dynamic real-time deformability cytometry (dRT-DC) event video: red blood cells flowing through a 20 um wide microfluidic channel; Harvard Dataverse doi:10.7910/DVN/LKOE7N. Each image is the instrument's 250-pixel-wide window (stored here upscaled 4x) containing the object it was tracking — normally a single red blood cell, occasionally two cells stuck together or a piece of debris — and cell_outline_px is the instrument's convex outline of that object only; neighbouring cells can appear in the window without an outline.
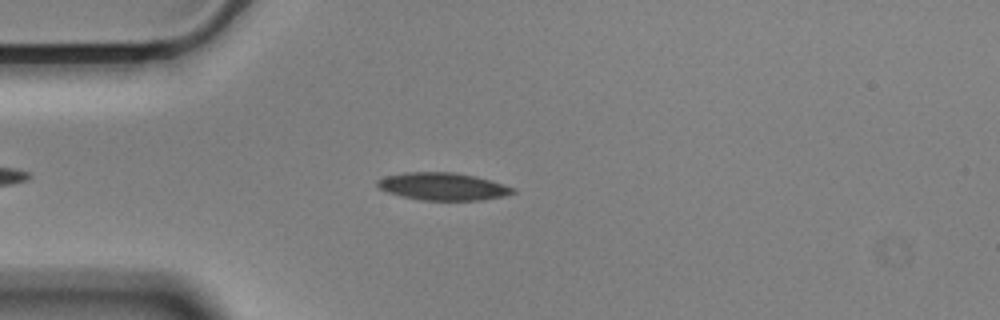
{"species": "Egyptian fruit bat (a non-hibernating species)", "species_latin": "Rousettus aegyptiacus", "temperature_condition": "cold", "stored_images_in_passage": 42, "camera_frame_rate_fps": 3000, "um_per_image_px": 0.085, "animal": {"sex": "male"}, "frame": {"image": 1, "passage_image": 8, "time_ms": 2.333, "image_size_px": [1000, 320], "cell_outline_px": [[516, 192], [500, 196], [480, 200], [420, 200], [400, 196], [388, 192], [380, 188], [376, 184], [376, 180], [384, 176], [404, 172], [456, 172], [476, 176], [516, 188]], "centroid_in_image_um": [37.6, 15.84], "position_along_channel_um": 47.4, "area_um2": 21.73}}
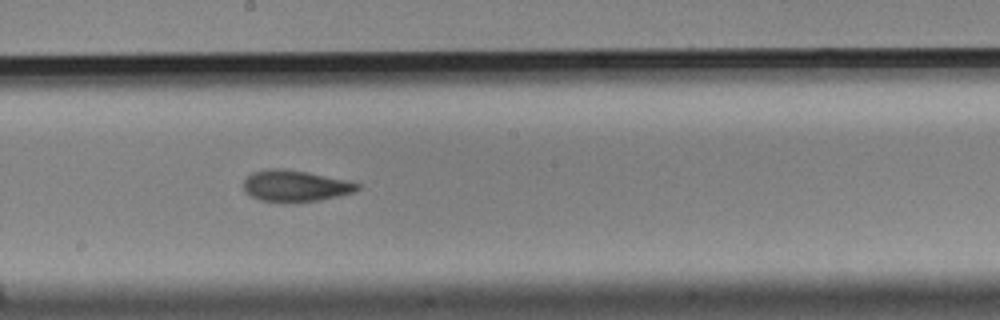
{"frame": {"image": 2, "passage_image": 24, "time_ms": 7.667, "image_size_px": [1000, 320], "cell_outline_px": [[360, 188], [352, 192], [320, 200], [284, 204], [260, 200], [244, 192], [244, 180], [252, 172], [268, 168], [284, 168], [308, 172], [348, 180], [360, 184]], "centroid_in_image_um": [25.07, 15.81], "position_along_channel_um": 223.1, "area_um2": 21.15}}
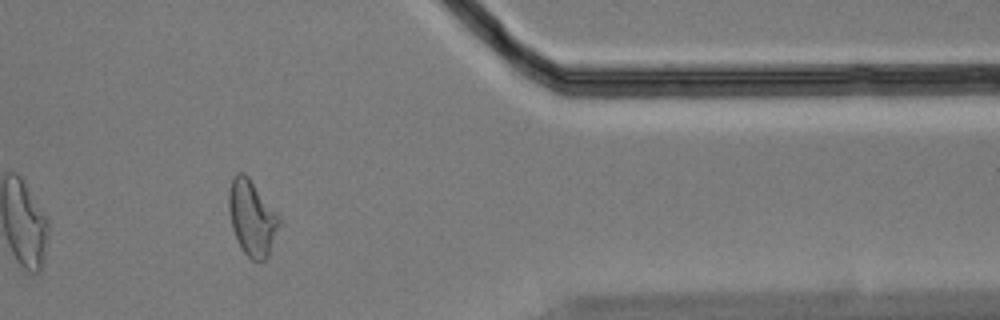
{"frame": {"image": 3, "passage_image": 40, "time_ms": 13.0, "image_size_px": [1000, 320], "cell_outline_px": [[280, 224], [268, 256], [264, 260], [252, 260], [244, 252], [232, 228], [228, 208], [228, 192], [232, 176], [236, 172], [244, 172], [248, 176], [280, 216]], "centroid_in_image_um": [21.41, 18.47], "position_along_channel_um": 390.0, "area_um2": 22.08}, "authors_computed_cell_mechanics": {"area_um2": 20.9814, "velocity_mm_per_s": 3.5305, "shape_relaxation_time_tau1_ms": 5.4768, "shape_relaxation_time_tau2_ms": 4.5731, "deformation_change_tau1": 0.1752, "deformation_change_tau2": 0.1237}}